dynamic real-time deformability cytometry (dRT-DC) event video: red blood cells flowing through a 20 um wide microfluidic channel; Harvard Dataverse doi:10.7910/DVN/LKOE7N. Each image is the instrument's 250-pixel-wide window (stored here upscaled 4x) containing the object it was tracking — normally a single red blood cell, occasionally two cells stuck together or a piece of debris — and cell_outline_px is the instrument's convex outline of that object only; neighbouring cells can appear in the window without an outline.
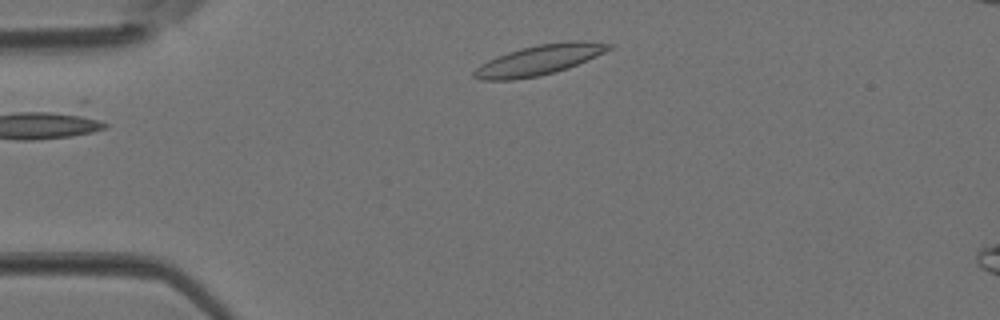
{"species": "Egyptian fruit bat (a non-hibernating species)", "species_latin": "Rousettus aegyptiacus", "temperature_condition": "room temperature", "stored_images_in_passage": 2, "camera_frame_rate_fps": 3000, "um_per_image_px": 0.085, "animal": {"sex": "female"}, "frame": {"image": 1, "passage_image": 2, "time_ms": 0.333, "image_size_px": [1000, 320], "cell_outline_px": [[616, 44], [612, 48], [596, 56], [568, 68], [540, 76], [512, 80], [480, 80], [472, 76], [472, 72], [480, 64], [496, 56], [520, 48], [540, 44], [568, 40], [584, 40]], "centroid_in_image_um": [45.84, 5.09], "position_along_channel_um": 39.2, "area_um2": 23.87}}